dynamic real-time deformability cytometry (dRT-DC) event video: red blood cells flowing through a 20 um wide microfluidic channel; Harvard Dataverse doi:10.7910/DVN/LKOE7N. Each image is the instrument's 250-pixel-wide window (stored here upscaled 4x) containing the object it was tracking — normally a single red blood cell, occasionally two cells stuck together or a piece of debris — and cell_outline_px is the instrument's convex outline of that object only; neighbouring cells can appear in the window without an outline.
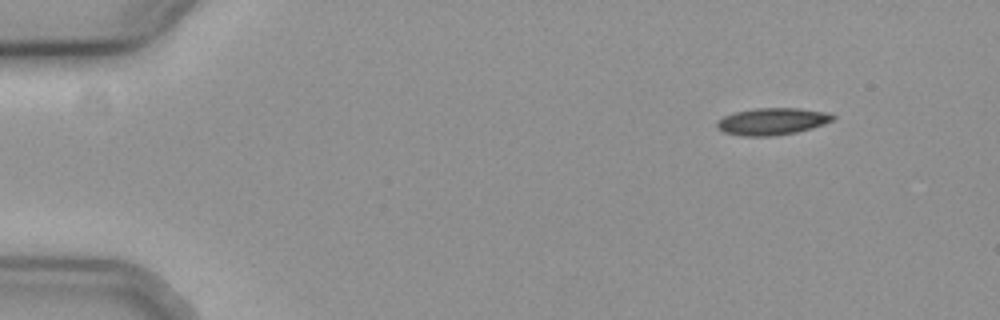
{"species": "common noctule bat (a hibernating species)", "species_latin": "Nyctalus noctula", "temperature_condition": "cold", "stored_images_in_passage": 7, "camera_frame_rate_fps": 3000, "um_per_image_px": 0.085, "animal": {"sex": "female", "body_mass_g": 19.3, "forearm_length_mm": 54.1}, "frame": {"image": 1, "passage_image": 1, "time_ms": 0.0, "image_size_px": [1000, 320], "cell_outline_px": [[836, 116], [832, 120], [812, 128], [796, 132], [768, 136], [744, 136], [724, 132], [716, 128], [716, 124], [724, 116], [736, 112], [756, 108], [796, 108], [824, 112]], "centroid_in_image_um": [65.6, 10.32], "position_along_channel_um": 19.4, "area_um2": 17.86}}